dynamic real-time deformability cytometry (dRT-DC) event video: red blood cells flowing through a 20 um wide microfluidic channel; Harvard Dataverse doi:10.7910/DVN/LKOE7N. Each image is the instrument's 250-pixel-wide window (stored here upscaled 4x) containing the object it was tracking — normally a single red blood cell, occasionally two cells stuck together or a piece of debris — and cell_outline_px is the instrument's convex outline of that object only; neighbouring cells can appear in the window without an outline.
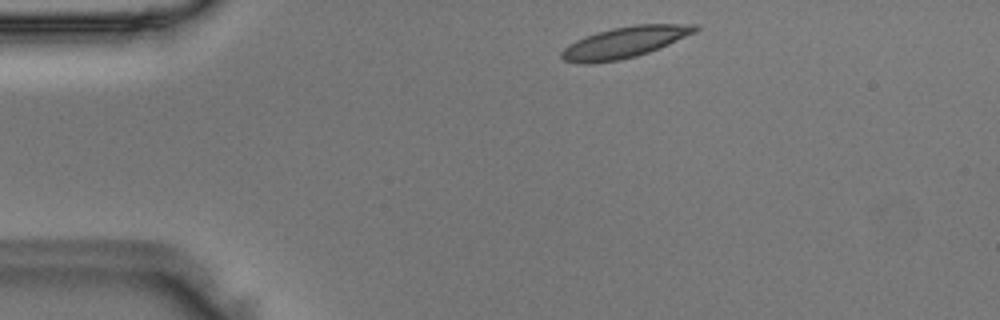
{"species": "Egyptian fruit bat (a non-hibernating species)", "species_latin": "Rousettus aegyptiacus", "temperature_condition": "room temperature", "stored_images_in_passage": 43, "camera_frame_rate_fps": 3000, "um_per_image_px": 0.085, "animal": {"sex": "male"}, "frame": {"image": 1, "passage_image": 2, "time_ms": 0.333, "image_size_px": [1000, 320], "cell_outline_px": [[700, 28], [696, 32], [668, 44], [648, 52], [636, 56], [620, 60], [584, 64], [580, 64], [564, 60], [560, 56], [560, 52], [568, 44], [576, 40], [596, 32], [612, 28], [636, 24], [696, 24]], "centroid_in_image_um": [53.07, 3.59], "position_along_channel_um": 31.9, "area_um2": 24.16}}
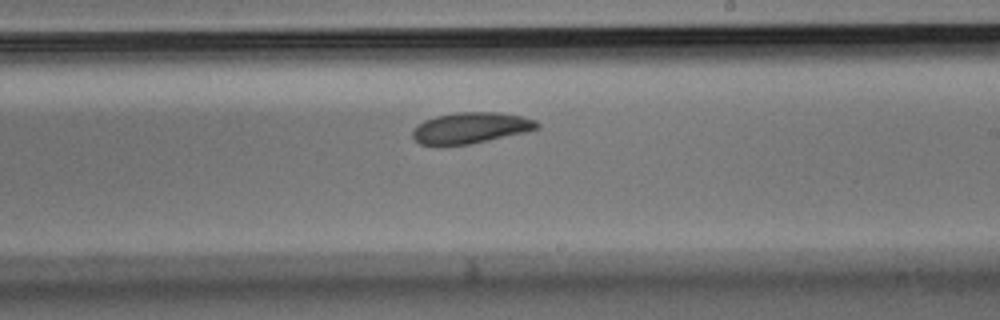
{"frame": {"image": 2, "passage_image": 22, "time_ms": 7.0, "image_size_px": [1000, 320], "cell_outline_px": [[540, 128], [524, 132], [488, 140], [468, 144], [440, 148], [420, 144], [412, 136], [412, 132], [416, 124], [424, 120], [436, 116], [456, 112], [496, 112], [520, 116], [536, 120], [540, 124]], "centroid_in_image_um": [39.93, 10.89], "position_along_channel_um": 249.1, "area_um2": 22.89}}
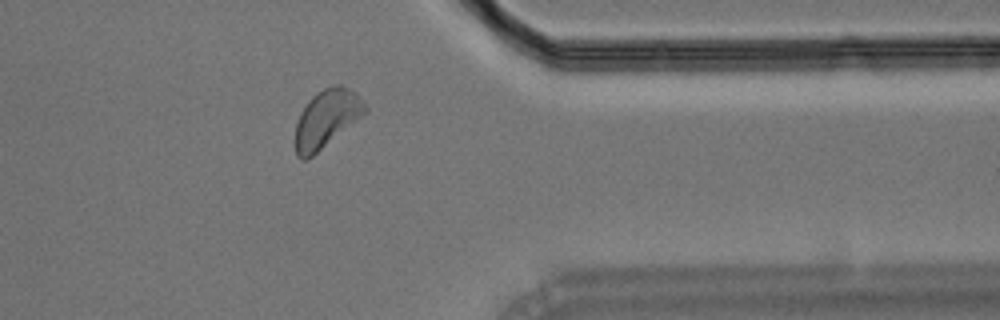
{"frame": {"image": 3, "passage_image": 33, "time_ms": 10.667, "image_size_px": [1000, 320], "cell_outline_px": [[368, 108], [360, 116], [312, 156], [304, 160], [300, 160], [296, 156], [296, 124], [300, 112], [308, 100], [316, 92], [324, 88], [336, 84], [340, 84], [356, 92]], "centroid_in_image_um": [27.72, 10.05], "position_along_channel_um": 383.7, "area_um2": 22.95}}